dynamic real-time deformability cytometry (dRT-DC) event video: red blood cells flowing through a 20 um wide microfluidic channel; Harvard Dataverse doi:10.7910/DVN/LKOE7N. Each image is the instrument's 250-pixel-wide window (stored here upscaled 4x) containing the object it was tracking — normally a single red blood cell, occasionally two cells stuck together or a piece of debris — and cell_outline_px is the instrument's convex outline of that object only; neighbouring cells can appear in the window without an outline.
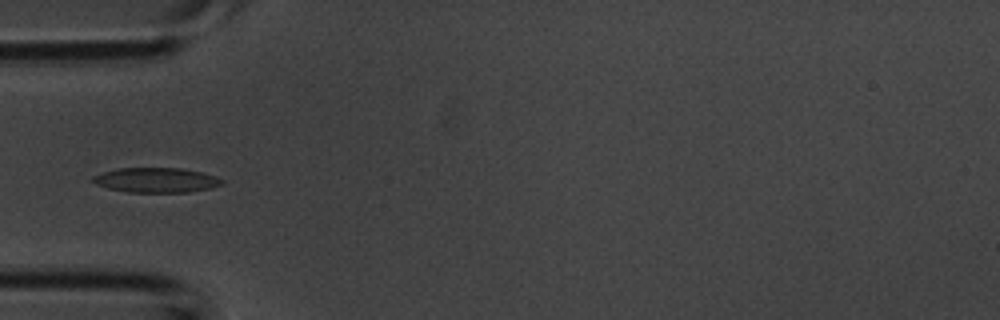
{"species": "common noctule bat (a hibernating species)", "species_latin": "Nyctalus noctula", "temperature_condition": "room temperature", "stored_images_in_passage": 36, "camera_frame_rate_fps": 3000, "um_per_image_px": 0.085, "animal": {"sex": "male", "body_mass_g": 20.1, "forearm_length_mm": 53.5}, "frame": {"image": 1, "passage_image": 7, "time_ms": 2.0, "image_size_px": [1000, 320], "cell_outline_px": [[224, 184], [208, 188], [188, 192], [128, 192], [108, 188], [96, 184], [92, 180], [92, 176], [116, 168], [180, 168], [200, 172], [216, 176], [224, 180]], "centroid_in_image_um": [13.27, 15.3], "position_along_channel_um": 71.7, "area_um2": 18.55}}
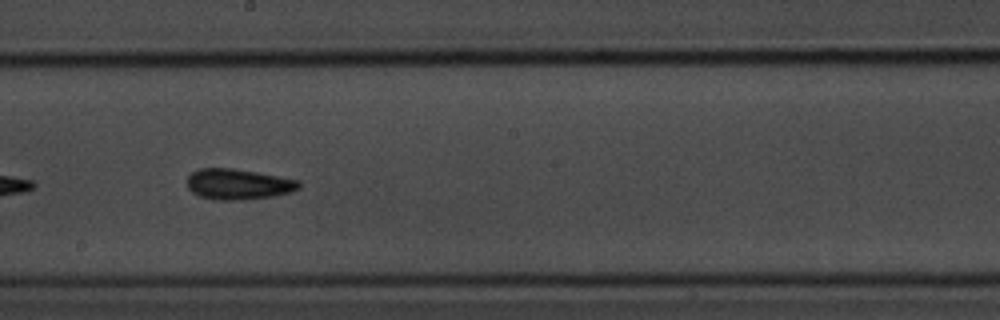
{"frame": {"image": 2, "passage_image": 17, "time_ms": 5.333, "image_size_px": [1000, 320], "cell_outline_px": [[300, 188], [292, 192], [272, 196], [244, 200], [216, 200], [200, 196], [192, 192], [188, 188], [188, 176], [192, 172], [200, 168], [232, 168], [256, 172], [300, 180]], "centroid_in_image_um": [20.26, 15.66], "position_along_channel_um": 227.9, "area_um2": 20.0}}
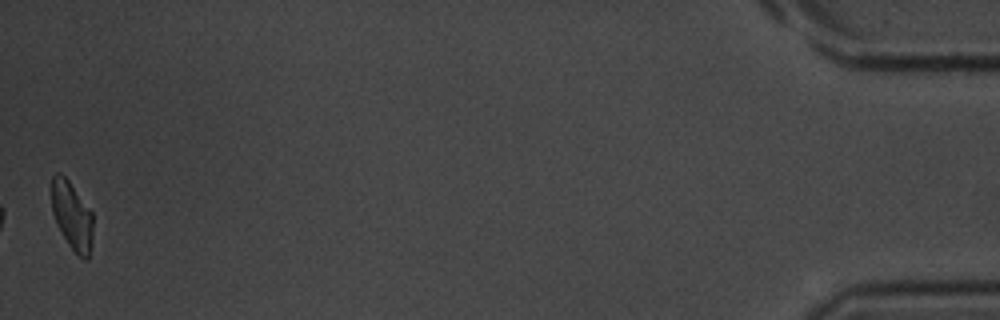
{"frame": {"image": 3, "passage_image": 36, "time_ms": 11.667, "image_size_px": [1000, 320], "cell_outline_px": [[92, 236], [88, 260], [84, 260], [68, 244], [52, 212], [52, 176], [56, 172], [60, 172], [68, 180], [92, 212]], "centroid_in_image_um": [6.12, 18.31], "position_along_channel_um": 429.1, "area_um2": 16.01}}